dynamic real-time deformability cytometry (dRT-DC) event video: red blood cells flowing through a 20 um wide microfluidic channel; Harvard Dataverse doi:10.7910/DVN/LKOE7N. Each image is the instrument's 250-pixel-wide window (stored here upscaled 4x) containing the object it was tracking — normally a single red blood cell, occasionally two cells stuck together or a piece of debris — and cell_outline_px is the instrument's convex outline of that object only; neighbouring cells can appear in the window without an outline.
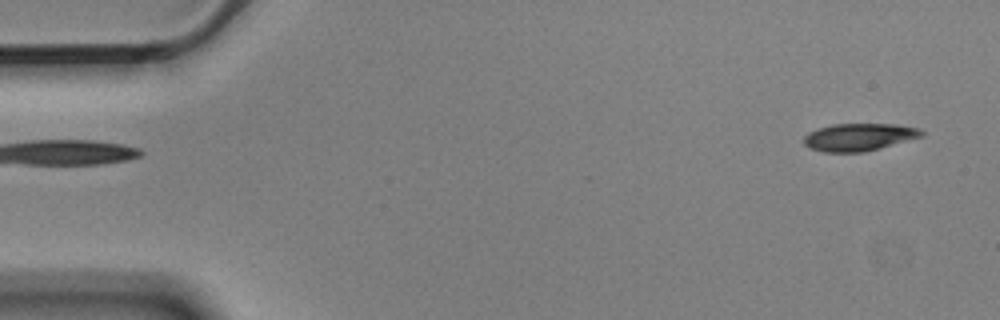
{"species": "Egyptian fruit bat (a non-hibernating species)", "species_latin": "Rousettus aegyptiacus", "temperature_condition": "cold", "stored_images_in_passage": 6, "segment_of_instrument_passage": [2, 2], "camera_frame_rate_fps": 3000, "um_per_image_px": 0.085, "animal": {"sex": "male"}, "frame": {"image": 1, "passage_image": 6, "time_ms": 1.667, "image_size_px": [1000, 320], "cell_outline_px": [[924, 136], [880, 148], [864, 152], [824, 152], [808, 148], [804, 144], [804, 136], [808, 132], [832, 124], [896, 124], [920, 128], [924, 132]], "centroid_in_image_um": [73.03, 11.65], "position_along_channel_um": 12.0, "area_um2": 18.96}}